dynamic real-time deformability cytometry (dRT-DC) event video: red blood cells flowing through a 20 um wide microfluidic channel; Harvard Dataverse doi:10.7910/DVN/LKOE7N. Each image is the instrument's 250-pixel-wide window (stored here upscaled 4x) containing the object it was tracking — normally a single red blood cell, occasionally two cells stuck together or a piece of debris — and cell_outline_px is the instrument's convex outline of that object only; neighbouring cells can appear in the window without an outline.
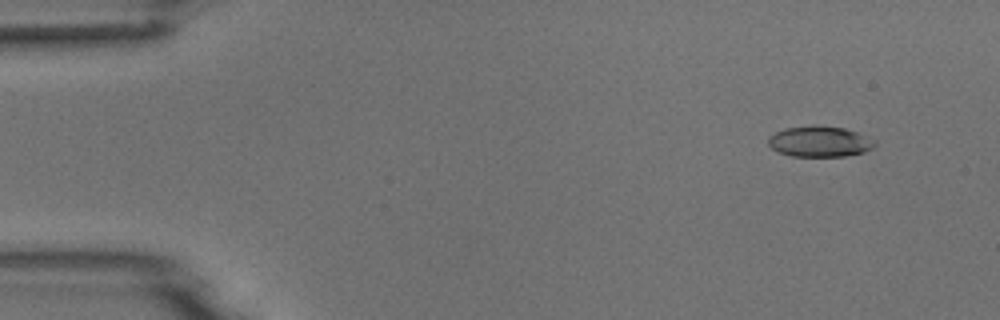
{"species": "common noctule bat (a hibernating species)", "species_latin": "Nyctalus noctula", "temperature_condition": "room temperature", "stored_images_in_passage": 5, "camera_frame_rate_fps": 3000, "um_per_image_px": 0.085, "animal": {"sex": "male", "body_mass_g": 18.8}, "frame": {"image": 1, "passage_image": 2, "time_ms": 0.333, "image_size_px": [1000, 320], "cell_outline_px": [[876, 144], [872, 148], [864, 152], [844, 156], [792, 156], [776, 152], [768, 144], [768, 136], [784, 128], [812, 124], [816, 124], [844, 128], [856, 132], [876, 140]], "centroid_in_image_um": [69.64, 12.01], "position_along_channel_um": 15.4, "area_um2": 19.36}}
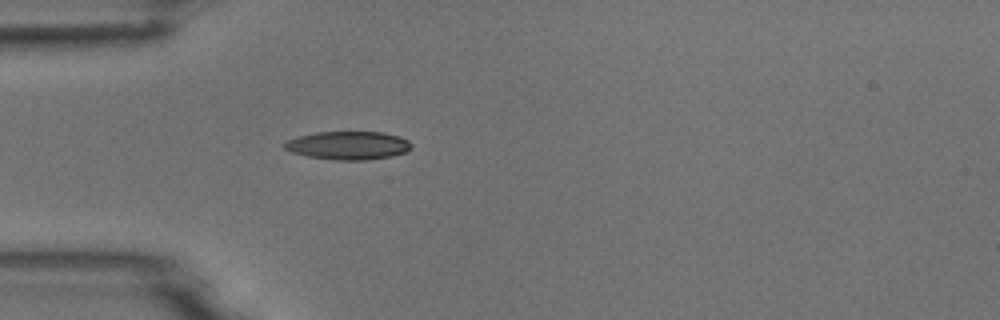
{"frame": {"image": 2, "passage_image": 5, "time_ms": 1.333, "image_size_px": [1000, 320], "cell_outline_px": [[412, 148], [404, 152], [392, 156], [368, 160], [336, 160], [308, 156], [292, 152], [284, 148], [284, 144], [288, 140], [300, 136], [316, 132], [380, 132], [400, 136], [408, 140], [412, 144]], "centroid_in_image_um": [29.63, 12.36], "position_along_channel_um": 55.4, "area_um2": 20.81}}